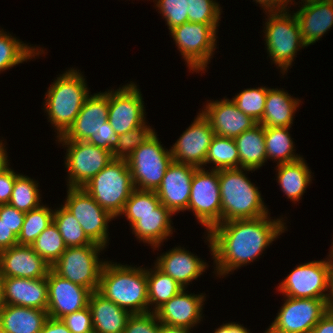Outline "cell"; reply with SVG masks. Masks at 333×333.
Returning a JSON list of instances; mask_svg holds the SVG:
<instances>
[{
	"mask_svg": "<svg viewBox=\"0 0 333 333\" xmlns=\"http://www.w3.org/2000/svg\"><path fill=\"white\" fill-rule=\"evenodd\" d=\"M284 221L283 217L272 219L268 214L256 219L232 220L214 226L207 232L204 241L209 243L214 262L213 273L223 278L256 261L274 240L287 231Z\"/></svg>",
	"mask_w": 333,
	"mask_h": 333,
	"instance_id": "1",
	"label": "cell"
},
{
	"mask_svg": "<svg viewBox=\"0 0 333 333\" xmlns=\"http://www.w3.org/2000/svg\"><path fill=\"white\" fill-rule=\"evenodd\" d=\"M97 291L130 314L149 312L146 267L107 260Z\"/></svg>",
	"mask_w": 333,
	"mask_h": 333,
	"instance_id": "2",
	"label": "cell"
},
{
	"mask_svg": "<svg viewBox=\"0 0 333 333\" xmlns=\"http://www.w3.org/2000/svg\"><path fill=\"white\" fill-rule=\"evenodd\" d=\"M79 71L73 67L66 70L51 83L45 93V101L42 103L44 112L48 122L57 131V138L73 125L90 95L85 76Z\"/></svg>",
	"mask_w": 333,
	"mask_h": 333,
	"instance_id": "3",
	"label": "cell"
},
{
	"mask_svg": "<svg viewBox=\"0 0 333 333\" xmlns=\"http://www.w3.org/2000/svg\"><path fill=\"white\" fill-rule=\"evenodd\" d=\"M248 171L254 172L244 168L219 170L221 223L270 214L261 191L246 175Z\"/></svg>",
	"mask_w": 333,
	"mask_h": 333,
	"instance_id": "4",
	"label": "cell"
},
{
	"mask_svg": "<svg viewBox=\"0 0 333 333\" xmlns=\"http://www.w3.org/2000/svg\"><path fill=\"white\" fill-rule=\"evenodd\" d=\"M290 12V9L264 12L267 15L263 22L265 48L270 60L281 70L282 75L292 67L300 48H307L298 20L295 14Z\"/></svg>",
	"mask_w": 333,
	"mask_h": 333,
	"instance_id": "5",
	"label": "cell"
},
{
	"mask_svg": "<svg viewBox=\"0 0 333 333\" xmlns=\"http://www.w3.org/2000/svg\"><path fill=\"white\" fill-rule=\"evenodd\" d=\"M83 189L117 219L135 189L127 161L114 158Z\"/></svg>",
	"mask_w": 333,
	"mask_h": 333,
	"instance_id": "6",
	"label": "cell"
},
{
	"mask_svg": "<svg viewBox=\"0 0 333 333\" xmlns=\"http://www.w3.org/2000/svg\"><path fill=\"white\" fill-rule=\"evenodd\" d=\"M218 27L219 24L185 22L169 31L189 72H206L217 49Z\"/></svg>",
	"mask_w": 333,
	"mask_h": 333,
	"instance_id": "7",
	"label": "cell"
},
{
	"mask_svg": "<svg viewBox=\"0 0 333 333\" xmlns=\"http://www.w3.org/2000/svg\"><path fill=\"white\" fill-rule=\"evenodd\" d=\"M157 136L154 132L126 160L135 189L156 191L173 162L170 149L163 147Z\"/></svg>",
	"mask_w": 333,
	"mask_h": 333,
	"instance_id": "8",
	"label": "cell"
},
{
	"mask_svg": "<svg viewBox=\"0 0 333 333\" xmlns=\"http://www.w3.org/2000/svg\"><path fill=\"white\" fill-rule=\"evenodd\" d=\"M105 250L100 244L67 247L61 257L51 266L58 276L88 288L91 292L99 287L100 274L106 260L99 259Z\"/></svg>",
	"mask_w": 333,
	"mask_h": 333,
	"instance_id": "9",
	"label": "cell"
},
{
	"mask_svg": "<svg viewBox=\"0 0 333 333\" xmlns=\"http://www.w3.org/2000/svg\"><path fill=\"white\" fill-rule=\"evenodd\" d=\"M332 262L324 260L299 264L279 283L278 292L293 298L330 299Z\"/></svg>",
	"mask_w": 333,
	"mask_h": 333,
	"instance_id": "10",
	"label": "cell"
},
{
	"mask_svg": "<svg viewBox=\"0 0 333 333\" xmlns=\"http://www.w3.org/2000/svg\"><path fill=\"white\" fill-rule=\"evenodd\" d=\"M328 310L329 299L284 296L277 316L264 333H311Z\"/></svg>",
	"mask_w": 333,
	"mask_h": 333,
	"instance_id": "11",
	"label": "cell"
},
{
	"mask_svg": "<svg viewBox=\"0 0 333 333\" xmlns=\"http://www.w3.org/2000/svg\"><path fill=\"white\" fill-rule=\"evenodd\" d=\"M66 148L67 187H83L113 159L112 152L87 141H57ZM65 146V147H64Z\"/></svg>",
	"mask_w": 333,
	"mask_h": 333,
	"instance_id": "12",
	"label": "cell"
},
{
	"mask_svg": "<svg viewBox=\"0 0 333 333\" xmlns=\"http://www.w3.org/2000/svg\"><path fill=\"white\" fill-rule=\"evenodd\" d=\"M197 168L191 181L188 209L209 232L221 223L219 170Z\"/></svg>",
	"mask_w": 333,
	"mask_h": 333,
	"instance_id": "13",
	"label": "cell"
},
{
	"mask_svg": "<svg viewBox=\"0 0 333 333\" xmlns=\"http://www.w3.org/2000/svg\"><path fill=\"white\" fill-rule=\"evenodd\" d=\"M63 206L78 220L86 236L107 248L109 222L116 219L102 208L83 187H67Z\"/></svg>",
	"mask_w": 333,
	"mask_h": 333,
	"instance_id": "14",
	"label": "cell"
},
{
	"mask_svg": "<svg viewBox=\"0 0 333 333\" xmlns=\"http://www.w3.org/2000/svg\"><path fill=\"white\" fill-rule=\"evenodd\" d=\"M130 83L118 89H108V122L116 135L127 133L146 122L143 96L139 87Z\"/></svg>",
	"mask_w": 333,
	"mask_h": 333,
	"instance_id": "15",
	"label": "cell"
},
{
	"mask_svg": "<svg viewBox=\"0 0 333 333\" xmlns=\"http://www.w3.org/2000/svg\"><path fill=\"white\" fill-rule=\"evenodd\" d=\"M171 146L173 162L205 168V158L215 133L201 111Z\"/></svg>",
	"mask_w": 333,
	"mask_h": 333,
	"instance_id": "16",
	"label": "cell"
},
{
	"mask_svg": "<svg viewBox=\"0 0 333 333\" xmlns=\"http://www.w3.org/2000/svg\"><path fill=\"white\" fill-rule=\"evenodd\" d=\"M46 281L48 284V317L61 319L88 306L92 293L88 288L72 283L52 270L49 271Z\"/></svg>",
	"mask_w": 333,
	"mask_h": 333,
	"instance_id": "17",
	"label": "cell"
},
{
	"mask_svg": "<svg viewBox=\"0 0 333 333\" xmlns=\"http://www.w3.org/2000/svg\"><path fill=\"white\" fill-rule=\"evenodd\" d=\"M197 167L172 162L155 191L161 204L174 215L188 209L191 181Z\"/></svg>",
	"mask_w": 333,
	"mask_h": 333,
	"instance_id": "18",
	"label": "cell"
},
{
	"mask_svg": "<svg viewBox=\"0 0 333 333\" xmlns=\"http://www.w3.org/2000/svg\"><path fill=\"white\" fill-rule=\"evenodd\" d=\"M186 290L183 289L155 311L160 323L193 329L203 320L206 294H188Z\"/></svg>",
	"mask_w": 333,
	"mask_h": 333,
	"instance_id": "19",
	"label": "cell"
},
{
	"mask_svg": "<svg viewBox=\"0 0 333 333\" xmlns=\"http://www.w3.org/2000/svg\"><path fill=\"white\" fill-rule=\"evenodd\" d=\"M208 101L201 112L209 120L217 136L235 138L257 124L226 96L221 100Z\"/></svg>",
	"mask_w": 333,
	"mask_h": 333,
	"instance_id": "20",
	"label": "cell"
},
{
	"mask_svg": "<svg viewBox=\"0 0 333 333\" xmlns=\"http://www.w3.org/2000/svg\"><path fill=\"white\" fill-rule=\"evenodd\" d=\"M108 91L89 95L73 125L55 141H87L108 120Z\"/></svg>",
	"mask_w": 333,
	"mask_h": 333,
	"instance_id": "21",
	"label": "cell"
},
{
	"mask_svg": "<svg viewBox=\"0 0 333 333\" xmlns=\"http://www.w3.org/2000/svg\"><path fill=\"white\" fill-rule=\"evenodd\" d=\"M0 270L4 278H46L51 266L31 245H15L0 251Z\"/></svg>",
	"mask_w": 333,
	"mask_h": 333,
	"instance_id": "22",
	"label": "cell"
},
{
	"mask_svg": "<svg viewBox=\"0 0 333 333\" xmlns=\"http://www.w3.org/2000/svg\"><path fill=\"white\" fill-rule=\"evenodd\" d=\"M292 11L299 23L304 43L313 45L333 26V0H305ZM321 38V39H320Z\"/></svg>",
	"mask_w": 333,
	"mask_h": 333,
	"instance_id": "23",
	"label": "cell"
},
{
	"mask_svg": "<svg viewBox=\"0 0 333 333\" xmlns=\"http://www.w3.org/2000/svg\"><path fill=\"white\" fill-rule=\"evenodd\" d=\"M177 246L159 255L154 264L165 274L169 275L183 288L187 289L189 283L203 275L208 269V263L198 258L189 250Z\"/></svg>",
	"mask_w": 333,
	"mask_h": 333,
	"instance_id": "24",
	"label": "cell"
},
{
	"mask_svg": "<svg viewBox=\"0 0 333 333\" xmlns=\"http://www.w3.org/2000/svg\"><path fill=\"white\" fill-rule=\"evenodd\" d=\"M3 287L7 305L47 311L48 284L46 278L6 277L3 278Z\"/></svg>",
	"mask_w": 333,
	"mask_h": 333,
	"instance_id": "25",
	"label": "cell"
},
{
	"mask_svg": "<svg viewBox=\"0 0 333 333\" xmlns=\"http://www.w3.org/2000/svg\"><path fill=\"white\" fill-rule=\"evenodd\" d=\"M173 213L160 204L154 213L136 215V222L130 227L137 240L150 245L158 250L173 234ZM158 248V249H157Z\"/></svg>",
	"mask_w": 333,
	"mask_h": 333,
	"instance_id": "26",
	"label": "cell"
},
{
	"mask_svg": "<svg viewBox=\"0 0 333 333\" xmlns=\"http://www.w3.org/2000/svg\"><path fill=\"white\" fill-rule=\"evenodd\" d=\"M88 306L92 315L94 333H123L131 315L98 291L91 293Z\"/></svg>",
	"mask_w": 333,
	"mask_h": 333,
	"instance_id": "27",
	"label": "cell"
},
{
	"mask_svg": "<svg viewBox=\"0 0 333 333\" xmlns=\"http://www.w3.org/2000/svg\"><path fill=\"white\" fill-rule=\"evenodd\" d=\"M299 98L291 96L283 88H269L261 121L264 127H291L300 104Z\"/></svg>",
	"mask_w": 333,
	"mask_h": 333,
	"instance_id": "28",
	"label": "cell"
},
{
	"mask_svg": "<svg viewBox=\"0 0 333 333\" xmlns=\"http://www.w3.org/2000/svg\"><path fill=\"white\" fill-rule=\"evenodd\" d=\"M275 168L276 180L283 194L296 204L302 199L305 190L313 180V174L307 162L302 157L294 162L277 164Z\"/></svg>",
	"mask_w": 333,
	"mask_h": 333,
	"instance_id": "29",
	"label": "cell"
},
{
	"mask_svg": "<svg viewBox=\"0 0 333 333\" xmlns=\"http://www.w3.org/2000/svg\"><path fill=\"white\" fill-rule=\"evenodd\" d=\"M47 318L46 310L6 305L0 313V326L6 333H40Z\"/></svg>",
	"mask_w": 333,
	"mask_h": 333,
	"instance_id": "30",
	"label": "cell"
},
{
	"mask_svg": "<svg viewBox=\"0 0 333 333\" xmlns=\"http://www.w3.org/2000/svg\"><path fill=\"white\" fill-rule=\"evenodd\" d=\"M238 154L239 168L258 170L267 162L264 126L257 123L234 138Z\"/></svg>",
	"mask_w": 333,
	"mask_h": 333,
	"instance_id": "31",
	"label": "cell"
},
{
	"mask_svg": "<svg viewBox=\"0 0 333 333\" xmlns=\"http://www.w3.org/2000/svg\"><path fill=\"white\" fill-rule=\"evenodd\" d=\"M45 50L32 46L0 29V73L12 67L39 57Z\"/></svg>",
	"mask_w": 333,
	"mask_h": 333,
	"instance_id": "32",
	"label": "cell"
},
{
	"mask_svg": "<svg viewBox=\"0 0 333 333\" xmlns=\"http://www.w3.org/2000/svg\"><path fill=\"white\" fill-rule=\"evenodd\" d=\"M291 127H264L266 157L276 164L290 163L303 156L295 153V142L290 135Z\"/></svg>",
	"mask_w": 333,
	"mask_h": 333,
	"instance_id": "33",
	"label": "cell"
},
{
	"mask_svg": "<svg viewBox=\"0 0 333 333\" xmlns=\"http://www.w3.org/2000/svg\"><path fill=\"white\" fill-rule=\"evenodd\" d=\"M148 268L146 267L149 312H155L185 288L161 271L155 264L152 268Z\"/></svg>",
	"mask_w": 333,
	"mask_h": 333,
	"instance_id": "34",
	"label": "cell"
},
{
	"mask_svg": "<svg viewBox=\"0 0 333 333\" xmlns=\"http://www.w3.org/2000/svg\"><path fill=\"white\" fill-rule=\"evenodd\" d=\"M207 164L215 165L211 170L238 169L239 154L234 138L215 135L205 158L206 167Z\"/></svg>",
	"mask_w": 333,
	"mask_h": 333,
	"instance_id": "35",
	"label": "cell"
},
{
	"mask_svg": "<svg viewBox=\"0 0 333 333\" xmlns=\"http://www.w3.org/2000/svg\"><path fill=\"white\" fill-rule=\"evenodd\" d=\"M35 179L19 174L15 178L9 204L22 212L38 208L41 204V191Z\"/></svg>",
	"mask_w": 333,
	"mask_h": 333,
	"instance_id": "36",
	"label": "cell"
},
{
	"mask_svg": "<svg viewBox=\"0 0 333 333\" xmlns=\"http://www.w3.org/2000/svg\"><path fill=\"white\" fill-rule=\"evenodd\" d=\"M53 221L66 247H82L93 243L84 233L78 220L63 205L54 209Z\"/></svg>",
	"mask_w": 333,
	"mask_h": 333,
	"instance_id": "37",
	"label": "cell"
},
{
	"mask_svg": "<svg viewBox=\"0 0 333 333\" xmlns=\"http://www.w3.org/2000/svg\"><path fill=\"white\" fill-rule=\"evenodd\" d=\"M54 210L45 204L25 213L18 236L19 245H32L36 238L53 222Z\"/></svg>",
	"mask_w": 333,
	"mask_h": 333,
	"instance_id": "38",
	"label": "cell"
},
{
	"mask_svg": "<svg viewBox=\"0 0 333 333\" xmlns=\"http://www.w3.org/2000/svg\"><path fill=\"white\" fill-rule=\"evenodd\" d=\"M31 247L50 266L61 257L67 248L54 221L36 238Z\"/></svg>",
	"mask_w": 333,
	"mask_h": 333,
	"instance_id": "39",
	"label": "cell"
},
{
	"mask_svg": "<svg viewBox=\"0 0 333 333\" xmlns=\"http://www.w3.org/2000/svg\"><path fill=\"white\" fill-rule=\"evenodd\" d=\"M269 87L247 88L235 95L231 100L237 108L259 123L262 119Z\"/></svg>",
	"mask_w": 333,
	"mask_h": 333,
	"instance_id": "40",
	"label": "cell"
},
{
	"mask_svg": "<svg viewBox=\"0 0 333 333\" xmlns=\"http://www.w3.org/2000/svg\"><path fill=\"white\" fill-rule=\"evenodd\" d=\"M222 11L216 0H184V23L219 24Z\"/></svg>",
	"mask_w": 333,
	"mask_h": 333,
	"instance_id": "41",
	"label": "cell"
},
{
	"mask_svg": "<svg viewBox=\"0 0 333 333\" xmlns=\"http://www.w3.org/2000/svg\"><path fill=\"white\" fill-rule=\"evenodd\" d=\"M161 204L155 191L134 189L125 203L120 216L126 217L130 227L136 222V215L154 213Z\"/></svg>",
	"mask_w": 333,
	"mask_h": 333,
	"instance_id": "42",
	"label": "cell"
},
{
	"mask_svg": "<svg viewBox=\"0 0 333 333\" xmlns=\"http://www.w3.org/2000/svg\"><path fill=\"white\" fill-rule=\"evenodd\" d=\"M155 132L151 126L147 125V121L132 129L127 133L117 136L115 146L112 150V155L115 159H124L132 154L142 143H144Z\"/></svg>",
	"mask_w": 333,
	"mask_h": 333,
	"instance_id": "43",
	"label": "cell"
},
{
	"mask_svg": "<svg viewBox=\"0 0 333 333\" xmlns=\"http://www.w3.org/2000/svg\"><path fill=\"white\" fill-rule=\"evenodd\" d=\"M155 1V2H154ZM169 31L184 23V0H153Z\"/></svg>",
	"mask_w": 333,
	"mask_h": 333,
	"instance_id": "44",
	"label": "cell"
},
{
	"mask_svg": "<svg viewBox=\"0 0 333 333\" xmlns=\"http://www.w3.org/2000/svg\"><path fill=\"white\" fill-rule=\"evenodd\" d=\"M160 325L155 312L131 314L123 333H159Z\"/></svg>",
	"mask_w": 333,
	"mask_h": 333,
	"instance_id": "45",
	"label": "cell"
},
{
	"mask_svg": "<svg viewBox=\"0 0 333 333\" xmlns=\"http://www.w3.org/2000/svg\"><path fill=\"white\" fill-rule=\"evenodd\" d=\"M71 333H94L89 306L61 318Z\"/></svg>",
	"mask_w": 333,
	"mask_h": 333,
	"instance_id": "46",
	"label": "cell"
},
{
	"mask_svg": "<svg viewBox=\"0 0 333 333\" xmlns=\"http://www.w3.org/2000/svg\"><path fill=\"white\" fill-rule=\"evenodd\" d=\"M0 219L3 220L10 230L18 237L25 219V212H22L10 204L0 205Z\"/></svg>",
	"mask_w": 333,
	"mask_h": 333,
	"instance_id": "47",
	"label": "cell"
},
{
	"mask_svg": "<svg viewBox=\"0 0 333 333\" xmlns=\"http://www.w3.org/2000/svg\"><path fill=\"white\" fill-rule=\"evenodd\" d=\"M116 139H117L116 132L111 127V124L108 121H106L101 130L98 131L96 134H93L87 140V142L112 152L116 143Z\"/></svg>",
	"mask_w": 333,
	"mask_h": 333,
	"instance_id": "48",
	"label": "cell"
},
{
	"mask_svg": "<svg viewBox=\"0 0 333 333\" xmlns=\"http://www.w3.org/2000/svg\"><path fill=\"white\" fill-rule=\"evenodd\" d=\"M20 173L15 172L11 167L0 173V205L9 204V200L13 191L15 178Z\"/></svg>",
	"mask_w": 333,
	"mask_h": 333,
	"instance_id": "49",
	"label": "cell"
},
{
	"mask_svg": "<svg viewBox=\"0 0 333 333\" xmlns=\"http://www.w3.org/2000/svg\"><path fill=\"white\" fill-rule=\"evenodd\" d=\"M18 244V237L10 230V227L0 219V251Z\"/></svg>",
	"mask_w": 333,
	"mask_h": 333,
	"instance_id": "50",
	"label": "cell"
},
{
	"mask_svg": "<svg viewBox=\"0 0 333 333\" xmlns=\"http://www.w3.org/2000/svg\"><path fill=\"white\" fill-rule=\"evenodd\" d=\"M260 4L263 11H281L289 9V3L294 5L293 0H253Z\"/></svg>",
	"mask_w": 333,
	"mask_h": 333,
	"instance_id": "51",
	"label": "cell"
},
{
	"mask_svg": "<svg viewBox=\"0 0 333 333\" xmlns=\"http://www.w3.org/2000/svg\"><path fill=\"white\" fill-rule=\"evenodd\" d=\"M311 333H333V310L329 309L322 316Z\"/></svg>",
	"mask_w": 333,
	"mask_h": 333,
	"instance_id": "52",
	"label": "cell"
},
{
	"mask_svg": "<svg viewBox=\"0 0 333 333\" xmlns=\"http://www.w3.org/2000/svg\"><path fill=\"white\" fill-rule=\"evenodd\" d=\"M40 333H71L61 319L48 317Z\"/></svg>",
	"mask_w": 333,
	"mask_h": 333,
	"instance_id": "53",
	"label": "cell"
},
{
	"mask_svg": "<svg viewBox=\"0 0 333 333\" xmlns=\"http://www.w3.org/2000/svg\"><path fill=\"white\" fill-rule=\"evenodd\" d=\"M243 324L236 322L223 323L218 328H215L213 333H251Z\"/></svg>",
	"mask_w": 333,
	"mask_h": 333,
	"instance_id": "54",
	"label": "cell"
},
{
	"mask_svg": "<svg viewBox=\"0 0 333 333\" xmlns=\"http://www.w3.org/2000/svg\"><path fill=\"white\" fill-rule=\"evenodd\" d=\"M6 144L4 145L3 140H0V173H2L4 170L9 168L10 166V160H8L7 156V149L5 148Z\"/></svg>",
	"mask_w": 333,
	"mask_h": 333,
	"instance_id": "55",
	"label": "cell"
},
{
	"mask_svg": "<svg viewBox=\"0 0 333 333\" xmlns=\"http://www.w3.org/2000/svg\"><path fill=\"white\" fill-rule=\"evenodd\" d=\"M190 331L193 330L184 327L169 326L161 323L159 333H192Z\"/></svg>",
	"mask_w": 333,
	"mask_h": 333,
	"instance_id": "56",
	"label": "cell"
},
{
	"mask_svg": "<svg viewBox=\"0 0 333 333\" xmlns=\"http://www.w3.org/2000/svg\"><path fill=\"white\" fill-rule=\"evenodd\" d=\"M3 275L0 270V313L4 310L6 307V299H5V293H4V287H3Z\"/></svg>",
	"mask_w": 333,
	"mask_h": 333,
	"instance_id": "57",
	"label": "cell"
},
{
	"mask_svg": "<svg viewBox=\"0 0 333 333\" xmlns=\"http://www.w3.org/2000/svg\"><path fill=\"white\" fill-rule=\"evenodd\" d=\"M329 309L333 310V263L331 269V294L329 299Z\"/></svg>",
	"mask_w": 333,
	"mask_h": 333,
	"instance_id": "58",
	"label": "cell"
},
{
	"mask_svg": "<svg viewBox=\"0 0 333 333\" xmlns=\"http://www.w3.org/2000/svg\"><path fill=\"white\" fill-rule=\"evenodd\" d=\"M329 251H330L329 252V258H330L331 262L333 263V242H332V247Z\"/></svg>",
	"mask_w": 333,
	"mask_h": 333,
	"instance_id": "59",
	"label": "cell"
},
{
	"mask_svg": "<svg viewBox=\"0 0 333 333\" xmlns=\"http://www.w3.org/2000/svg\"><path fill=\"white\" fill-rule=\"evenodd\" d=\"M0 333H6L1 326H0Z\"/></svg>",
	"mask_w": 333,
	"mask_h": 333,
	"instance_id": "60",
	"label": "cell"
},
{
	"mask_svg": "<svg viewBox=\"0 0 333 333\" xmlns=\"http://www.w3.org/2000/svg\"><path fill=\"white\" fill-rule=\"evenodd\" d=\"M302 1H305V0H301V2H302ZM293 2H294V5H295V6L298 4V2H295V0H293Z\"/></svg>",
	"mask_w": 333,
	"mask_h": 333,
	"instance_id": "61",
	"label": "cell"
}]
</instances>
